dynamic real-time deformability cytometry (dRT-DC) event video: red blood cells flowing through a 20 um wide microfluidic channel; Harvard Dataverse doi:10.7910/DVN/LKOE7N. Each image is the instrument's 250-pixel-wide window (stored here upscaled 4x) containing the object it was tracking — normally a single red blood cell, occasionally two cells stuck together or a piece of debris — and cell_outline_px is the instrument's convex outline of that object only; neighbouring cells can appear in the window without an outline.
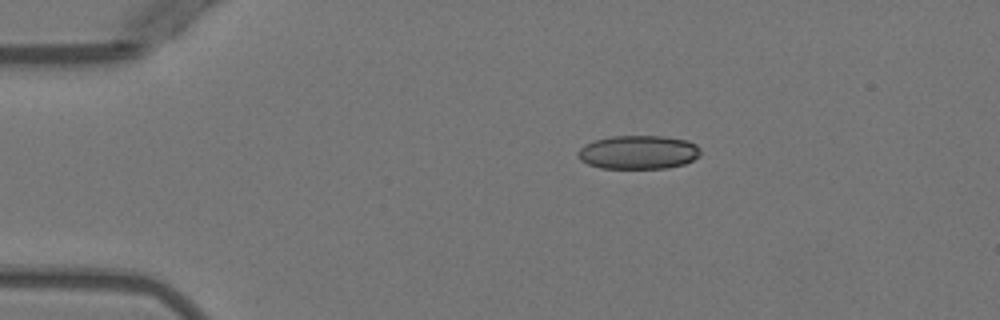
{"species": "Egyptian fruit bat (a non-hibernating species)", "species_latin": "Rousettus aegyptiacus", "temperature_condition": "warm", "stored_images_in_passage": 5, "camera_frame_rate_fps": 3000, "um_per_image_px": 0.085, "animal": {"sex": "female"}, "frame": {"image": 1, "passage_image": 3, "time_ms": 2.333, "image_size_px": [1000, 320], "cell_outline_px": [[700, 156], [684, 164], [668, 168], [600, 168], [588, 164], [580, 160], [576, 156], [576, 152], [584, 144], [596, 140], [612, 136], [664, 136], [688, 140], [696, 144], [700, 148]], "centroid_in_image_um": [54.26, 12.94], "position_along_channel_um": 30.7, "area_um2": 24.28}}
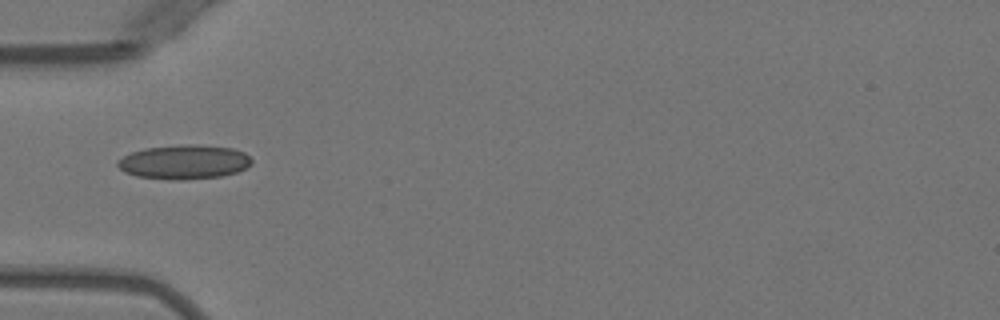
{"frame": {"image": 2, "passage_image": 5, "time_ms": 4.667, "image_size_px": [1000, 320], "cell_outline_px": [[252, 164], [236, 172], [220, 176], [184, 180], [176, 180], [136, 176], [124, 172], [116, 164], [116, 160], [132, 152], [144, 148], [180, 144], [196, 144], [232, 148], [244, 152], [252, 160]], "centroid_in_image_um": [15.63, 13.76], "position_along_channel_um": 69.4, "area_um2": 26.82}}